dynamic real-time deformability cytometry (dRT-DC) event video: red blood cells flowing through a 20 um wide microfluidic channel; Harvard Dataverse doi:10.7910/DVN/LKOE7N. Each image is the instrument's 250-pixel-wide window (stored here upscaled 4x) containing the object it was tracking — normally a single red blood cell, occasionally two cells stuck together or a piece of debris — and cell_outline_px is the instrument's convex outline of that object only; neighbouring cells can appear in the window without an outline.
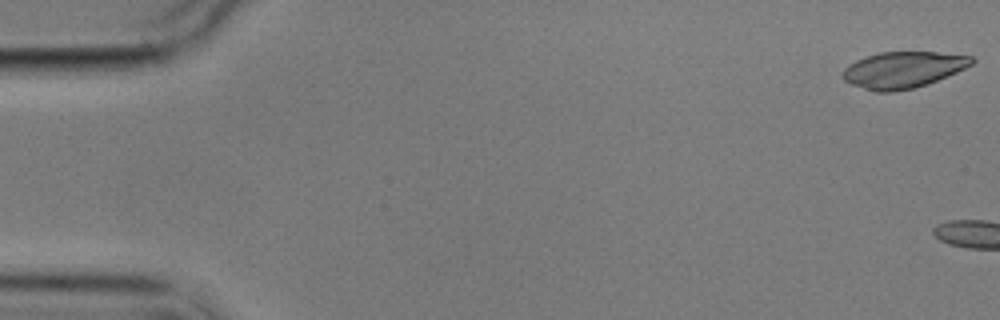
{"species": "common noctule bat (a hibernating species)", "species_latin": "Nyctalus noctula", "temperature_condition": "cold", "stored_images_in_passage": 7, "camera_frame_rate_fps": 3000, "um_per_image_px": 0.085, "animal": {"sex": "male", "body_mass_g": 17.9}, "frame": {"image": 1, "passage_image": 1, "time_ms": 0.0, "image_size_px": [1000, 320], "cell_outline_px": [[976, 60], [972, 64], [956, 72], [928, 84], [916, 88], [892, 92], [872, 92], [852, 84], [844, 80], [840, 76], [844, 68], [848, 64], [856, 60], [880, 52], [936, 52], [972, 56]], "centroid_in_image_um": [76.73, 5.94], "position_along_channel_um": 8.3, "area_um2": 27.46}}
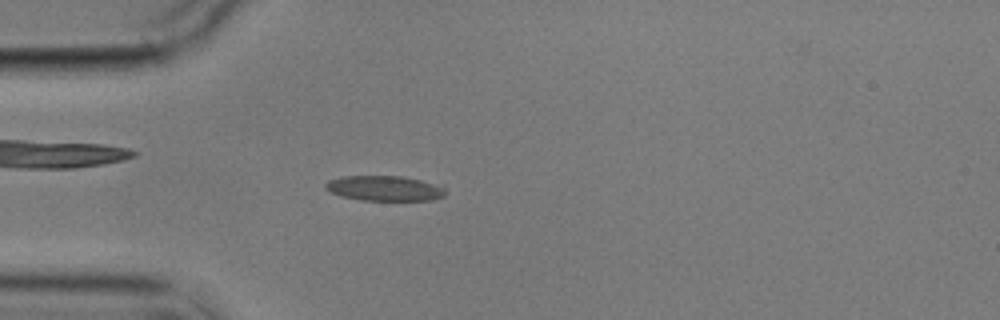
{"frame": {"image": 2, "passage_image": 6, "time_ms": 6.0, "image_size_px": [1000, 320], "cell_outline_px": [[444, 196], [432, 200], [360, 200], [340, 196], [324, 188], [324, 184], [328, 180], [344, 176], [404, 176], [444, 184]], "centroid_in_image_um": [32.73, 15.99], "position_along_channel_um": 52.3, "area_um2": 17.86}}